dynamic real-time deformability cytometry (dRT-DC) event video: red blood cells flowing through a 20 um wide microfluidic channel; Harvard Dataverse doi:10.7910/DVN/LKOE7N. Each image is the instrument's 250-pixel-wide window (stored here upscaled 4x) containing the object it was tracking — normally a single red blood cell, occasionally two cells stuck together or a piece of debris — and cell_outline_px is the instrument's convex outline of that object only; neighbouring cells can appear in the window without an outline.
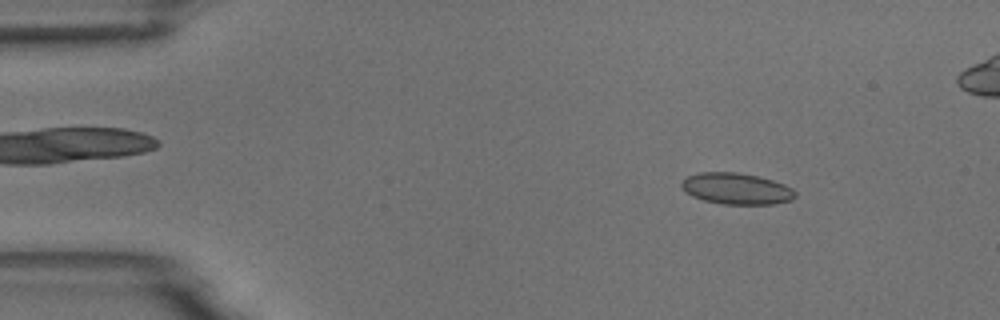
{"species": "common noctule bat (a hibernating species)", "species_latin": "Nyctalus noctula", "temperature_condition": "room temperature", "stored_images_in_passage": 55, "camera_frame_rate_fps": 3000, "um_per_image_px": 0.085, "animal": {"sex": "male", "body_mass_g": 18.8}, "frame": {"image": 1, "passage_image": 7, "time_ms": 2.0, "image_size_px": [1000, 320], "cell_outline_px": [[796, 196], [792, 200], [772, 204], [724, 204], [704, 200], [692, 196], [684, 192], [680, 188], [680, 180], [688, 176], [700, 172], [736, 172], [756, 176], [772, 180], [784, 184], [792, 188], [796, 192]], "centroid_in_image_um": [62.56, 16.03], "position_along_channel_um": 22.4, "area_um2": 20.87}}
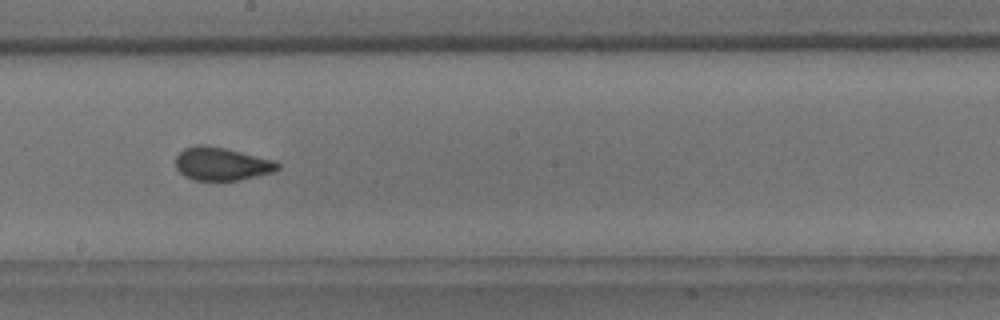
{"frame": {"image": 2, "passage_image": 30, "time_ms": 9.667, "image_size_px": [1000, 320], "cell_outline_px": [[280, 168], [272, 172], [240, 180], [192, 180], [184, 176], [176, 168], [176, 156], [184, 148], [196, 144], [204, 144], [224, 148], [276, 160], [280, 164]], "centroid_in_image_um": [18.83, 13.92], "position_along_channel_um": 229.4, "area_um2": 19.77}}
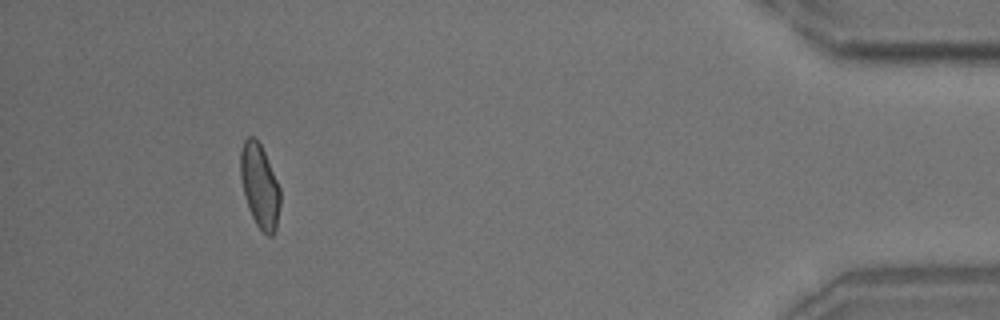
{"frame": {"image": 3, "passage_image": 50, "time_ms": 16.333, "image_size_px": [1000, 320], "cell_outline_px": [[280, 204], [276, 232], [272, 236], [268, 236], [256, 224], [248, 208], [240, 176], [240, 152], [244, 140], [248, 136], [252, 136], [260, 144], [264, 152], [280, 188]], "centroid_in_image_um": [22.08, 15.83], "position_along_channel_um": 413.1, "area_um2": 19.25}, "authors_computed_cell_mechanics": {"area_um2": 19.7676, "velocity_mm_per_s": 3.6909, "shape_relaxation_time_tau1_ms": null, "shape_relaxation_time_tau2_ms": 0.8377, "deformation_change_tau1": null, "deformation_change_tau2": 0.0531}}